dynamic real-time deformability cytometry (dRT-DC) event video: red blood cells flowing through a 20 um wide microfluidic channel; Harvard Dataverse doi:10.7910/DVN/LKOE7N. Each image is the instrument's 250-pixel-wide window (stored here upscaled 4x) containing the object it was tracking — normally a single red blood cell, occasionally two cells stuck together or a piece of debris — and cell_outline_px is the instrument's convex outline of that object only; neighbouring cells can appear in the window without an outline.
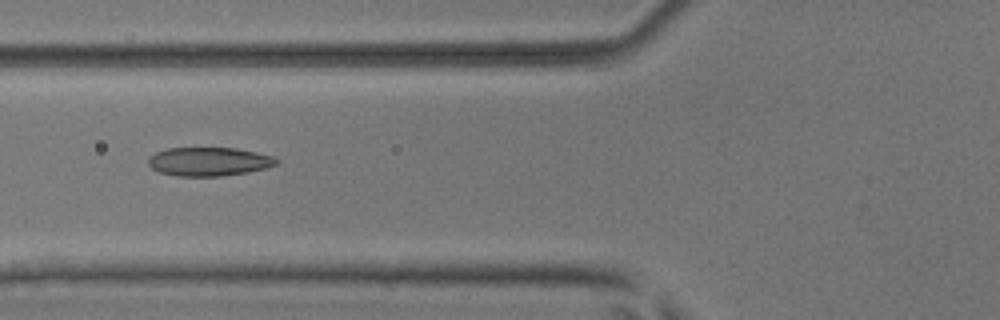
{"species": "common noctule bat (a hibernating species)", "species_latin": "Nyctalus noctula", "temperature_condition": "room temperature", "stored_images_in_passage": 37, "camera_frame_rate_fps": 3000, "um_per_image_px": 0.085, "animal": {"sex": "male", "body_mass_g": 17.9, "forearm_length_mm": 54.2}, "frame": {"image": 1, "passage_image": 11, "time_ms": 3.333, "image_size_px": [1000, 320], "cell_outline_px": [[280, 160], [276, 164], [264, 168], [248, 172], [220, 176], [176, 176], [160, 172], [152, 168], [148, 164], [148, 156], [156, 152], [168, 148], [236, 148], [256, 152], [272, 156]], "centroid_in_image_um": [17.73, 13.73], "position_along_channel_um": 108.1, "area_um2": 21.39}}
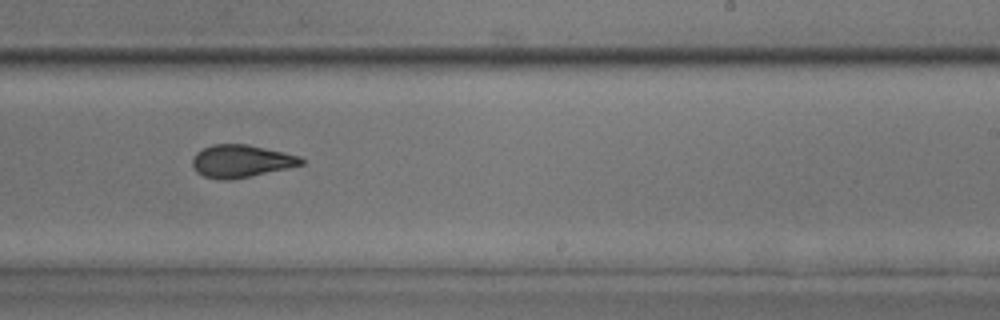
{"frame": {"image": 2, "passage_image": 23, "time_ms": 7.333, "image_size_px": [1000, 320], "cell_outline_px": [[304, 164], [288, 168], [228, 180], [224, 180], [204, 176], [196, 172], [192, 164], [192, 160], [196, 152], [212, 144], [248, 144], [284, 152], [300, 156], [304, 160]], "centroid_in_image_um": [20.49, 13.68], "position_along_channel_um": 268.5, "area_um2": 20.52}}
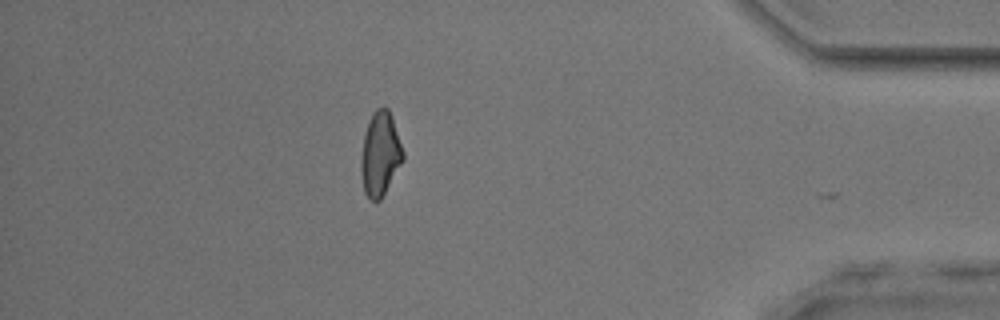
{"frame": {"image": 3, "passage_image": 36, "time_ms": 11.667, "image_size_px": [1000, 320], "cell_outline_px": [[404, 160], [380, 200], [372, 200], [364, 192], [360, 164], [364, 132], [372, 112], [376, 108], [384, 104], [388, 108], [392, 116], [404, 152]], "centroid_in_image_um": [32.32, 13.02], "position_along_channel_um": 402.9, "area_um2": 20.69}, "authors_computed_cell_mechanics": {"area_um2": 21.097, "velocity_mm_per_s": 4.028, "shape_relaxation_time_tau1_ms": 8.4904, "shape_relaxation_time_tau2_ms": 2.1148, "deformation_change_tau1": 0.2149, "deformation_change_tau2": 0.0959}}